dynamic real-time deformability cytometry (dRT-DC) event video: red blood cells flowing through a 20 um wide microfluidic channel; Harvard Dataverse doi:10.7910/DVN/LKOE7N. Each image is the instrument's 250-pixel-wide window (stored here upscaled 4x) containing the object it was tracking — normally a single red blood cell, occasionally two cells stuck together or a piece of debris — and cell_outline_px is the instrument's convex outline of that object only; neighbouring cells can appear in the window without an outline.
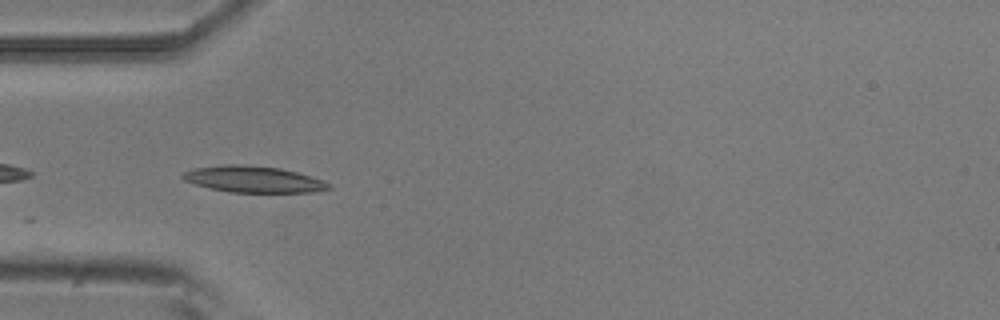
{"species": "common noctule bat (a hibernating species)", "species_latin": "Nyctalus noctula", "temperature_condition": "room temperature", "stored_images_in_passage": 5, "camera_frame_rate_fps": 3000, "um_per_image_px": 0.085, "animal": {"sex": "male", "body_mass_g": 20.5, "forearm_length_mm": 52.5}, "frame": {"image": 1, "passage_image": 5, "time_ms": 1.333, "image_size_px": [1000, 320], "cell_outline_px": [[332, 188], [312, 192], [228, 192], [196, 184], [184, 180], [180, 176], [184, 172], [192, 168], [224, 164], [240, 164], [280, 168], [296, 172], [332, 184]], "centroid_in_image_um": [21.51, 15.23], "position_along_channel_um": 63.5, "area_um2": 22.25}}